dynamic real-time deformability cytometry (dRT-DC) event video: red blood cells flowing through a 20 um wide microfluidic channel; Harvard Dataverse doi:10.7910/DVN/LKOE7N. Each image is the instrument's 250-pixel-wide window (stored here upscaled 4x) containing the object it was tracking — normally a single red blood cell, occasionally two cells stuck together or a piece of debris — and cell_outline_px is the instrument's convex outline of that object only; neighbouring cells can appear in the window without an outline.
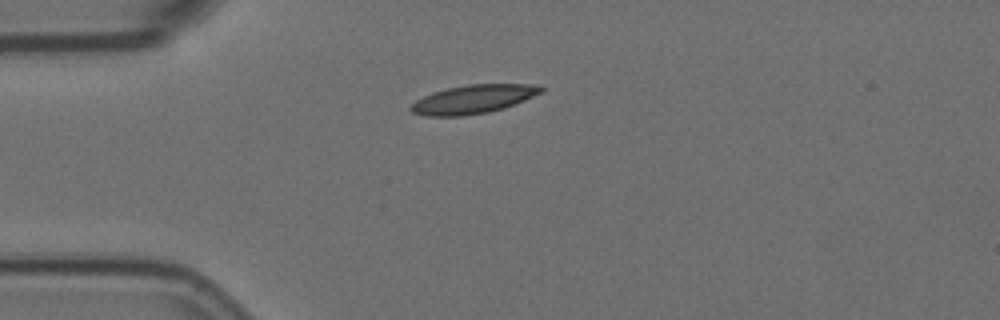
{"species": "Egyptian fruit bat (a non-hibernating species)", "species_latin": "Rousettus aegyptiacus", "temperature_condition": "room temperature", "stored_images_in_passage": 3, "camera_frame_rate_fps": 3000, "um_per_image_px": 0.085, "animal": {"sex": "female"}, "frame": {"image": 1, "passage_image": 1, "time_ms": 0.0, "image_size_px": [1000, 320], "cell_outline_px": [[544, 92], [504, 108], [488, 112], [460, 116], [424, 116], [412, 112], [408, 108], [416, 100], [432, 92], [448, 88], [468, 84], [540, 84], [544, 88]], "centroid_in_image_um": [40.24, 8.43], "position_along_channel_um": 44.8, "area_um2": 21.79}}
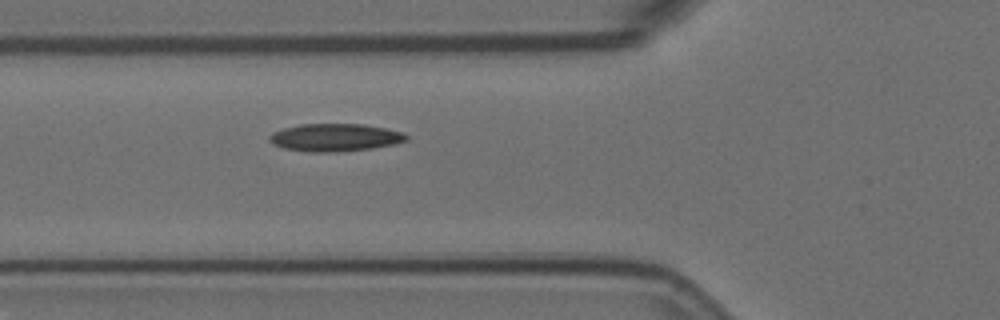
{"frame": {"image": 2, "passage_image": 3, "time_ms": 0.667, "image_size_px": [1000, 320], "cell_outline_px": [[408, 140], [396, 144], [372, 148], [336, 152], [308, 152], [284, 148], [272, 144], [268, 140], [268, 136], [272, 132], [284, 128], [300, 124], [364, 124], [404, 132], [408, 136]], "centroid_in_image_um": [28.47, 11.69], "position_along_channel_um": 97.3, "area_um2": 22.25}}